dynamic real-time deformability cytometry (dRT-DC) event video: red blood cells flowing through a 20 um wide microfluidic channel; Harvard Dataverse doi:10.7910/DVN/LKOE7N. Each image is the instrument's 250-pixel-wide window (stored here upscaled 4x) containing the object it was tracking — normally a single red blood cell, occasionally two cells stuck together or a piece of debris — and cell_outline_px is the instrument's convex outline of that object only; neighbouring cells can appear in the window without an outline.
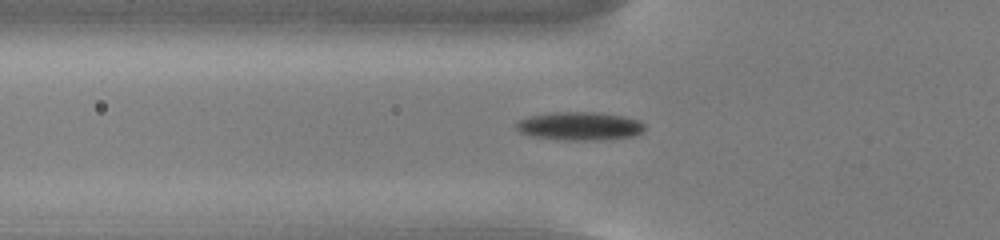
{"species": "common noctule bat (a hibernating species)", "species_latin": "Nyctalus noctula", "temperature_condition": "cold", "stored_images_in_passage": 56, "camera_frame_rate_fps": 3000, "um_per_image_px": 0.085, "animal": {"sex": "male", "body_mass_g": 13.0, "forearm_length_mm": 53.1}, "frame": {"image": 1, "passage_image": 20, "time_ms": 6.333, "image_size_px": [1000, 240], "cell_outline_px": [[644, 128], [636, 136], [604, 140], [556, 140], [532, 136], [520, 132], [516, 128], [516, 120], [532, 116], [556, 112], [596, 112], [624, 116], [640, 120], [644, 124]], "centroid_in_image_um": [49.28, 10.73], "position_along_channel_um": 76.5, "area_um2": 21.39}}
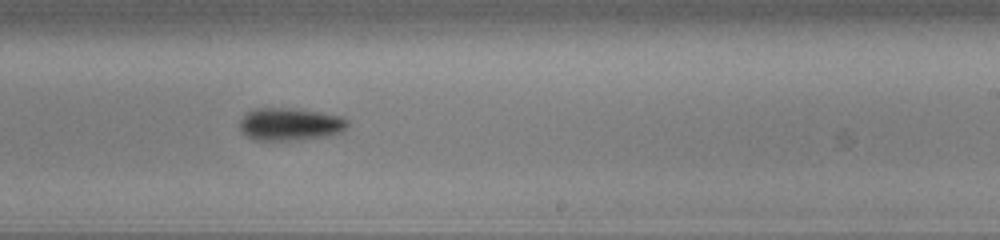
{"frame": {"image": 2, "passage_image": 35, "time_ms": 11.333, "image_size_px": [1000, 240], "cell_outline_px": [[348, 124], [340, 132], [332, 136], [300, 140], [256, 140], [240, 132], [240, 120], [248, 112], [256, 108], [296, 108], [320, 112], [340, 116], [348, 120]], "centroid_in_image_um": [24.67, 10.56], "position_along_channel_um": 264.3, "area_um2": 20.63}}
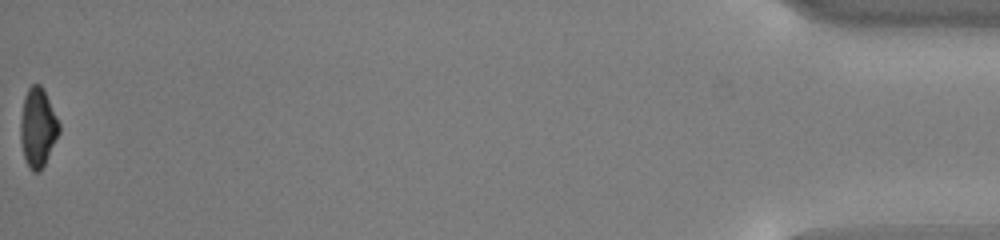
{"frame": {"image": 3, "passage_image": 56, "time_ms": 18.333, "image_size_px": [1000, 240], "cell_outline_px": [[60, 132], [40, 172], [32, 172], [28, 168], [24, 156], [20, 140], [20, 120], [24, 96], [28, 88], [32, 84], [40, 84], [60, 124]], "centroid_in_image_um": [3.19, 10.87], "position_along_channel_um": 432.0, "area_um2": 17.63}, "authors_computed_cell_mechanics": {"area_um2": 19.1607, "velocity_mm_per_s": 3.7573, "shape_relaxation_time_tau1_ms": 2.2922, "shape_relaxation_time_tau2_ms": null, "deformation_change_tau1": 0.1216, "deformation_change_tau2": null}}